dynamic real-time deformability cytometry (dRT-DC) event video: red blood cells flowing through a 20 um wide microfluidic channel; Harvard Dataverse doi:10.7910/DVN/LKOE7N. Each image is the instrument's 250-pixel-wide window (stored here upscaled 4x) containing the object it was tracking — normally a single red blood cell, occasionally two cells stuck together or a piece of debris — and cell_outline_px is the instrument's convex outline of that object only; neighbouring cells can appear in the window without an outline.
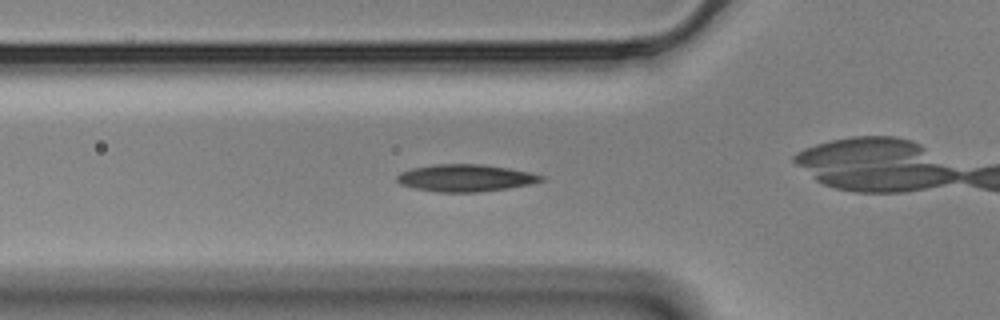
{"species": "Egyptian fruit bat (a non-hibernating species)", "species_latin": "Rousettus aegyptiacus", "temperature_condition": "cold", "stored_images_in_passage": 27, "camera_frame_rate_fps": 3000, "um_per_image_px": 0.085, "animal": {"sex": "male"}, "frame": {"image": 1, "passage_image": 5, "time_ms": 1.333, "image_size_px": [1000, 320], "cell_outline_px": [[544, 180], [532, 184], [508, 188], [480, 192], [436, 192], [416, 188], [400, 184], [396, 180], [396, 176], [400, 172], [412, 168], [436, 164], [480, 164], [508, 168], [528, 172], [544, 176]], "centroid_in_image_um": [39.56, 15.13], "position_along_channel_um": 86.2, "area_um2": 22.77}}
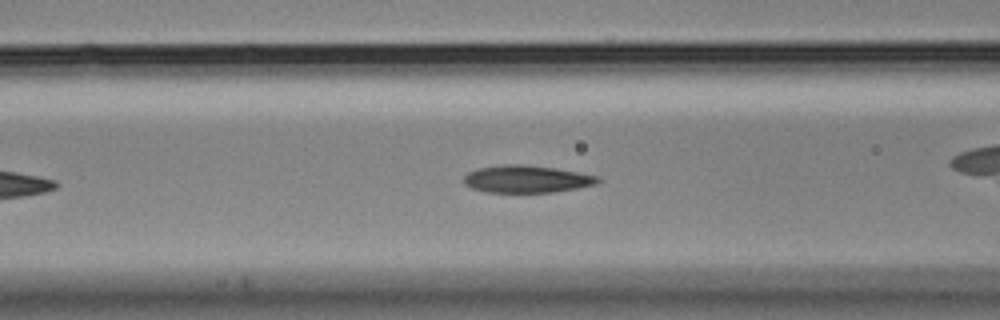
{"frame": {"image": 2, "passage_image": 8, "time_ms": 2.333, "image_size_px": [1000, 320], "cell_outline_px": [[604, 180], [596, 184], [576, 188], [552, 192], [488, 192], [472, 188], [464, 184], [464, 176], [468, 172], [480, 168], [504, 164], [520, 164], [556, 168], [600, 176]], "centroid_in_image_um": [44.81, 15.21], "position_along_channel_um": 121.8, "area_um2": 21.33}}